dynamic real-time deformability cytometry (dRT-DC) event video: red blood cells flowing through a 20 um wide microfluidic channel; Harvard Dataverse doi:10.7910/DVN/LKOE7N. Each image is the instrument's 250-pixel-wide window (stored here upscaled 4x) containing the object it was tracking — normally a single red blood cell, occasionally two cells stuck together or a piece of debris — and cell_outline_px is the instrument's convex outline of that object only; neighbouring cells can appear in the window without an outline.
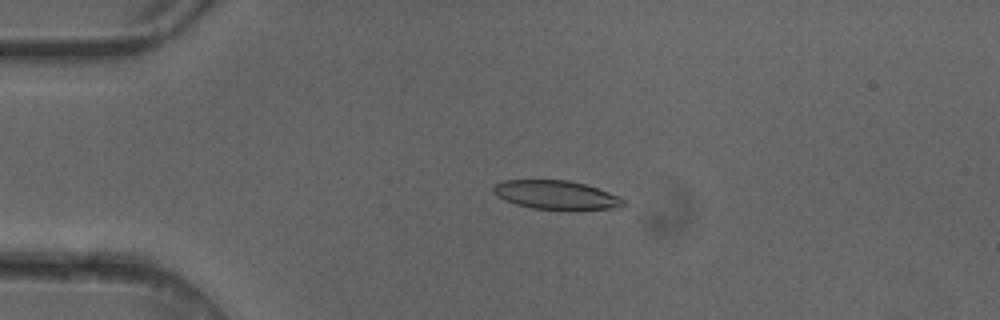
{"species": "common noctule bat (a hibernating species)", "species_latin": "Nyctalus noctula", "temperature_condition": "cold", "stored_images_in_passage": 6, "camera_frame_rate_fps": 3000, "um_per_image_px": 0.085, "animal": {"sex": "female"}, "frame": {"image": 1, "passage_image": 4, "time_ms": 1.0, "image_size_px": [1000, 320], "cell_outline_px": [[628, 204], [620, 208], [568, 212], [532, 208], [516, 204], [504, 200], [496, 196], [492, 192], [492, 188], [496, 184], [504, 180], [568, 180], [584, 184], [620, 196], [628, 200]], "centroid_in_image_um": [47.36, 16.62], "position_along_channel_um": 37.6, "area_um2": 22.77}}
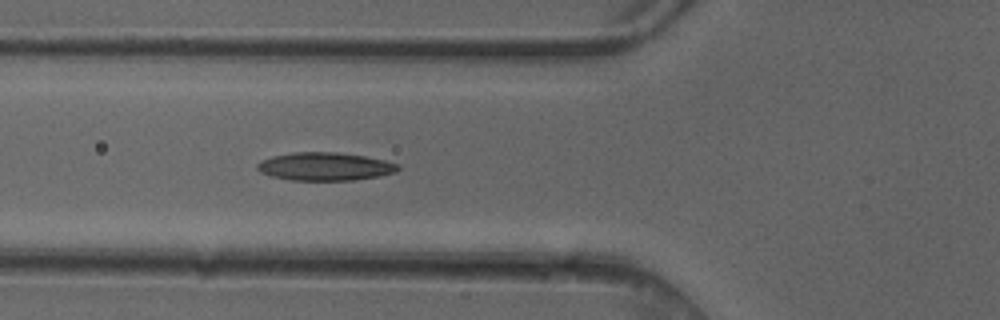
{"frame": {"image": 2, "passage_image": 6, "time_ms": 1.667, "image_size_px": [1000, 320], "cell_outline_px": [[400, 168], [396, 172], [380, 176], [356, 180], [292, 180], [272, 176], [260, 172], [256, 168], [256, 164], [260, 160], [272, 156], [292, 152], [336, 152], [364, 156], [384, 160], [400, 164]], "centroid_in_image_um": [27.62, 14.15], "position_along_channel_um": 98.2, "area_um2": 23.18}}